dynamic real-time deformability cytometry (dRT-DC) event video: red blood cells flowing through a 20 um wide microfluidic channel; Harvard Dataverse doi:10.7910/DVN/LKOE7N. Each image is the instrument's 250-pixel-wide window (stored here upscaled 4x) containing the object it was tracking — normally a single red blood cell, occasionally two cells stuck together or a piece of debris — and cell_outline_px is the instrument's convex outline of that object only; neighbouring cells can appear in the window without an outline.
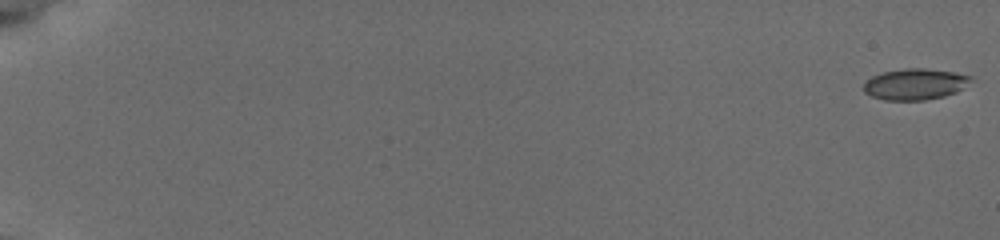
{"species": "common noctule bat (a hibernating species)", "species_latin": "Nyctalus noctula", "temperature_condition": "cold", "stored_images_in_passage": 61, "camera_frame_rate_fps": 3000, "um_per_image_px": 0.085, "animal": {"sex": "female", "body_mass_g": 19.5, "forearm_length_mm": 54.1}, "frame": {"image": 1, "passage_image": 1, "time_ms": 0.0, "image_size_px": [1000, 240], "cell_outline_px": [[972, 80], [956, 92], [944, 96], [924, 100], [884, 100], [872, 96], [864, 92], [864, 84], [872, 76], [884, 72], [908, 68], [924, 68], [952, 72], [972, 76]], "centroid_in_image_um": [77.77, 7.16], "position_along_channel_um": 7.2, "area_um2": 19.19}}
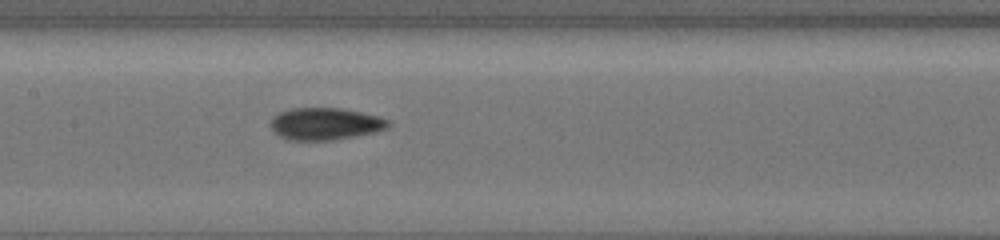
{"frame": {"image": 2, "passage_image": 36, "time_ms": 10.0, "image_size_px": [1000, 240], "cell_outline_px": [[392, 124], [388, 128], [372, 132], [332, 140], [292, 140], [280, 136], [272, 128], [272, 116], [280, 112], [292, 108], [340, 108], [380, 116], [388, 120]], "centroid_in_image_um": [27.67, 10.51], "position_along_channel_um": 179.7, "area_um2": 21.73}}
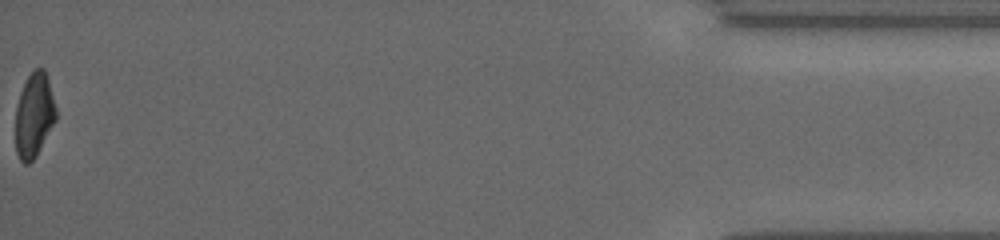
{"frame": {"image": 3, "passage_image": 61, "time_ms": 18.667, "image_size_px": [1000, 240], "cell_outline_px": [[56, 120], [36, 156], [28, 164], [24, 164], [20, 160], [16, 152], [16, 108], [20, 92], [32, 68], [44, 68], [48, 80], [56, 108]], "centroid_in_image_um": [2.9, 9.78], "position_along_channel_um": 432.3, "area_um2": 19.83}, "authors_computed_cell_mechanics": {"area_um2": 20.5768, "velocity_mm_per_s": 3.8392, "shape_relaxation_time_tau1_ms": 6.2295, "shape_relaxation_time_tau2_ms": 2.4028, "deformation_change_tau1": 0.1468, "deformation_change_tau2": 0.0884}}